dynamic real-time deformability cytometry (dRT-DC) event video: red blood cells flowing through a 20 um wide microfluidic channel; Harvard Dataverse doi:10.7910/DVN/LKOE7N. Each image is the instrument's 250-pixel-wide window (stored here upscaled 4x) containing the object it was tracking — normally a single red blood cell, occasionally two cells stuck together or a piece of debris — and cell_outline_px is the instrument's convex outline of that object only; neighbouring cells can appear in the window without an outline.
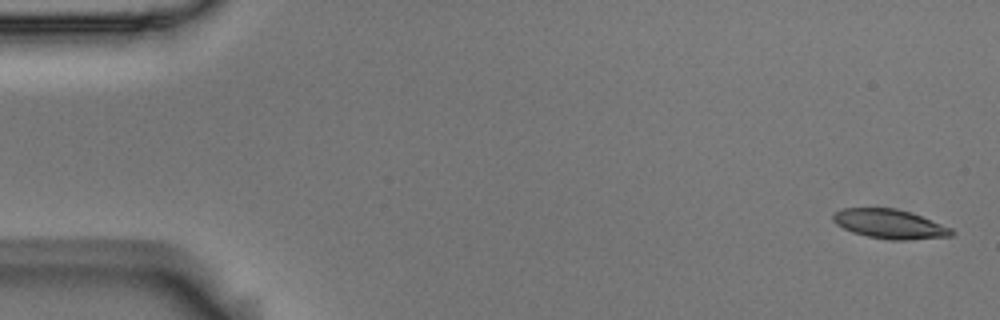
{"species": "Egyptian fruit bat (a non-hibernating species)", "species_latin": "Rousettus aegyptiacus", "temperature_condition": "room temperature", "stored_images_in_passage": 5, "camera_frame_rate_fps": 3000, "um_per_image_px": 0.085, "animal": {"sex": "male"}, "frame": {"image": 1, "passage_image": 1, "time_ms": 0.0, "image_size_px": [1000, 320], "cell_outline_px": [[956, 232], [952, 236], [904, 240], [892, 240], [868, 236], [852, 232], [836, 224], [832, 220], [832, 212], [840, 208], [896, 208], [920, 216], [952, 228]], "centroid_in_image_um": [75.59, 19.03], "position_along_channel_um": 9.4, "area_um2": 20.17}}
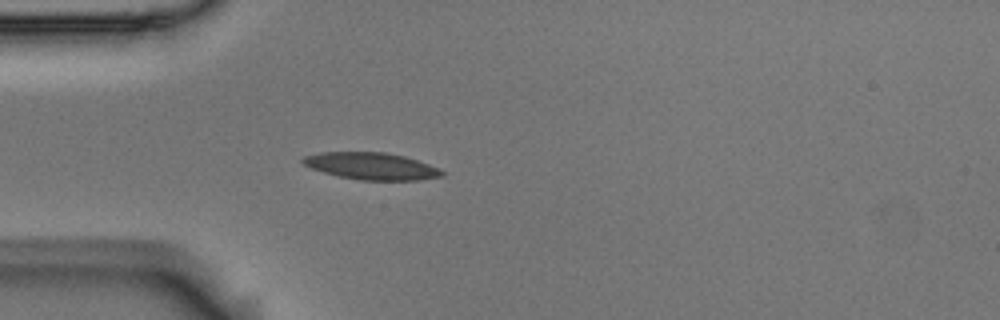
{"frame": {"image": 2, "passage_image": 5, "time_ms": 1.333, "image_size_px": [1000, 320], "cell_outline_px": [[444, 176], [420, 180], [360, 180], [336, 176], [312, 168], [304, 164], [300, 160], [304, 156], [320, 152], [384, 152], [404, 156], [440, 168], [444, 172]], "centroid_in_image_um": [31.58, 14.12], "position_along_channel_um": 53.4, "area_um2": 21.91}}